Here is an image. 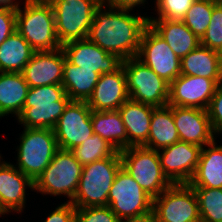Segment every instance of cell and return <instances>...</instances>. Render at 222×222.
<instances>
[{
    "instance_id": "6da1fadb",
    "label": "cell",
    "mask_w": 222,
    "mask_h": 222,
    "mask_svg": "<svg viewBox=\"0 0 222 222\" xmlns=\"http://www.w3.org/2000/svg\"><path fill=\"white\" fill-rule=\"evenodd\" d=\"M104 6L95 10L87 38L121 60L137 57L148 17L129 14L130 9L108 7L106 11Z\"/></svg>"
},
{
    "instance_id": "7a4b0ae2",
    "label": "cell",
    "mask_w": 222,
    "mask_h": 222,
    "mask_svg": "<svg viewBox=\"0 0 222 222\" xmlns=\"http://www.w3.org/2000/svg\"><path fill=\"white\" fill-rule=\"evenodd\" d=\"M16 31L30 44L35 52L61 48L52 5L48 0H25L23 11L16 10Z\"/></svg>"
},
{
    "instance_id": "3957f363",
    "label": "cell",
    "mask_w": 222,
    "mask_h": 222,
    "mask_svg": "<svg viewBox=\"0 0 222 222\" xmlns=\"http://www.w3.org/2000/svg\"><path fill=\"white\" fill-rule=\"evenodd\" d=\"M120 152L83 166L77 192L71 201L75 208L108 206V194L119 169Z\"/></svg>"
},
{
    "instance_id": "277c9868",
    "label": "cell",
    "mask_w": 222,
    "mask_h": 222,
    "mask_svg": "<svg viewBox=\"0 0 222 222\" xmlns=\"http://www.w3.org/2000/svg\"><path fill=\"white\" fill-rule=\"evenodd\" d=\"M122 167L152 198L172 185L162 170L158 151L131 146L120 151Z\"/></svg>"
},
{
    "instance_id": "5b68a950",
    "label": "cell",
    "mask_w": 222,
    "mask_h": 222,
    "mask_svg": "<svg viewBox=\"0 0 222 222\" xmlns=\"http://www.w3.org/2000/svg\"><path fill=\"white\" fill-rule=\"evenodd\" d=\"M24 129L17 148V168L35 182L59 148L53 129Z\"/></svg>"
},
{
    "instance_id": "8992f818",
    "label": "cell",
    "mask_w": 222,
    "mask_h": 222,
    "mask_svg": "<svg viewBox=\"0 0 222 222\" xmlns=\"http://www.w3.org/2000/svg\"><path fill=\"white\" fill-rule=\"evenodd\" d=\"M108 206L121 221L142 219L152 216L153 198L121 167L109 191Z\"/></svg>"
},
{
    "instance_id": "52a82bcc",
    "label": "cell",
    "mask_w": 222,
    "mask_h": 222,
    "mask_svg": "<svg viewBox=\"0 0 222 222\" xmlns=\"http://www.w3.org/2000/svg\"><path fill=\"white\" fill-rule=\"evenodd\" d=\"M83 166L70 150L58 149L50 164L34 182V189L42 194L66 195L73 200Z\"/></svg>"
},
{
    "instance_id": "ba28073f",
    "label": "cell",
    "mask_w": 222,
    "mask_h": 222,
    "mask_svg": "<svg viewBox=\"0 0 222 222\" xmlns=\"http://www.w3.org/2000/svg\"><path fill=\"white\" fill-rule=\"evenodd\" d=\"M55 17V29L62 44L86 39L95 10L101 5L97 0H48Z\"/></svg>"
},
{
    "instance_id": "9c48e42d",
    "label": "cell",
    "mask_w": 222,
    "mask_h": 222,
    "mask_svg": "<svg viewBox=\"0 0 222 222\" xmlns=\"http://www.w3.org/2000/svg\"><path fill=\"white\" fill-rule=\"evenodd\" d=\"M127 91L133 101L154 107L168 105L170 84L137 57L122 61Z\"/></svg>"
},
{
    "instance_id": "30bf717a",
    "label": "cell",
    "mask_w": 222,
    "mask_h": 222,
    "mask_svg": "<svg viewBox=\"0 0 222 222\" xmlns=\"http://www.w3.org/2000/svg\"><path fill=\"white\" fill-rule=\"evenodd\" d=\"M153 222H201L196 193L189 184H172L153 198Z\"/></svg>"
},
{
    "instance_id": "8fae6325",
    "label": "cell",
    "mask_w": 222,
    "mask_h": 222,
    "mask_svg": "<svg viewBox=\"0 0 222 222\" xmlns=\"http://www.w3.org/2000/svg\"><path fill=\"white\" fill-rule=\"evenodd\" d=\"M137 58L169 84L181 75V59L149 25L142 33Z\"/></svg>"
},
{
    "instance_id": "7c38bea8",
    "label": "cell",
    "mask_w": 222,
    "mask_h": 222,
    "mask_svg": "<svg viewBox=\"0 0 222 222\" xmlns=\"http://www.w3.org/2000/svg\"><path fill=\"white\" fill-rule=\"evenodd\" d=\"M87 101H70L53 128L59 149L71 150L94 132Z\"/></svg>"
},
{
    "instance_id": "4fadbf2b",
    "label": "cell",
    "mask_w": 222,
    "mask_h": 222,
    "mask_svg": "<svg viewBox=\"0 0 222 222\" xmlns=\"http://www.w3.org/2000/svg\"><path fill=\"white\" fill-rule=\"evenodd\" d=\"M222 79L179 75L170 83L168 105L208 109Z\"/></svg>"
},
{
    "instance_id": "5bb4252c",
    "label": "cell",
    "mask_w": 222,
    "mask_h": 222,
    "mask_svg": "<svg viewBox=\"0 0 222 222\" xmlns=\"http://www.w3.org/2000/svg\"><path fill=\"white\" fill-rule=\"evenodd\" d=\"M201 149L198 145L179 140L162 151L158 150L164 175L172 184H188L198 165Z\"/></svg>"
},
{
    "instance_id": "9a60e30c",
    "label": "cell",
    "mask_w": 222,
    "mask_h": 222,
    "mask_svg": "<svg viewBox=\"0 0 222 222\" xmlns=\"http://www.w3.org/2000/svg\"><path fill=\"white\" fill-rule=\"evenodd\" d=\"M61 48L68 61L80 69L92 70L100 75L114 72L123 61L117 55L104 51L88 38L66 42Z\"/></svg>"
},
{
    "instance_id": "2e32d148",
    "label": "cell",
    "mask_w": 222,
    "mask_h": 222,
    "mask_svg": "<svg viewBox=\"0 0 222 222\" xmlns=\"http://www.w3.org/2000/svg\"><path fill=\"white\" fill-rule=\"evenodd\" d=\"M173 119L180 141L203 148L215 140L206 109L173 106Z\"/></svg>"
},
{
    "instance_id": "e0dca14e",
    "label": "cell",
    "mask_w": 222,
    "mask_h": 222,
    "mask_svg": "<svg viewBox=\"0 0 222 222\" xmlns=\"http://www.w3.org/2000/svg\"><path fill=\"white\" fill-rule=\"evenodd\" d=\"M65 58L62 48L34 52L22 72L29 87L62 84Z\"/></svg>"
},
{
    "instance_id": "ac0fdd59",
    "label": "cell",
    "mask_w": 222,
    "mask_h": 222,
    "mask_svg": "<svg viewBox=\"0 0 222 222\" xmlns=\"http://www.w3.org/2000/svg\"><path fill=\"white\" fill-rule=\"evenodd\" d=\"M126 75L123 66L111 73H103L87 103L94 111L118 110L127 100Z\"/></svg>"
},
{
    "instance_id": "d6986e66",
    "label": "cell",
    "mask_w": 222,
    "mask_h": 222,
    "mask_svg": "<svg viewBox=\"0 0 222 222\" xmlns=\"http://www.w3.org/2000/svg\"><path fill=\"white\" fill-rule=\"evenodd\" d=\"M27 186L34 189V182L17 167L0 159V206L6 213L23 211Z\"/></svg>"
},
{
    "instance_id": "ffe728a7",
    "label": "cell",
    "mask_w": 222,
    "mask_h": 222,
    "mask_svg": "<svg viewBox=\"0 0 222 222\" xmlns=\"http://www.w3.org/2000/svg\"><path fill=\"white\" fill-rule=\"evenodd\" d=\"M148 25L169 45L175 55L182 59L200 45L182 20L148 18Z\"/></svg>"
},
{
    "instance_id": "44dd1931",
    "label": "cell",
    "mask_w": 222,
    "mask_h": 222,
    "mask_svg": "<svg viewBox=\"0 0 222 222\" xmlns=\"http://www.w3.org/2000/svg\"><path fill=\"white\" fill-rule=\"evenodd\" d=\"M154 108L129 98L118 109L127 132V148L143 146L147 142Z\"/></svg>"
},
{
    "instance_id": "7402d4cb",
    "label": "cell",
    "mask_w": 222,
    "mask_h": 222,
    "mask_svg": "<svg viewBox=\"0 0 222 222\" xmlns=\"http://www.w3.org/2000/svg\"><path fill=\"white\" fill-rule=\"evenodd\" d=\"M201 149L195 173L188 184L193 188L222 189V146L215 140Z\"/></svg>"
},
{
    "instance_id": "603a6c76",
    "label": "cell",
    "mask_w": 222,
    "mask_h": 222,
    "mask_svg": "<svg viewBox=\"0 0 222 222\" xmlns=\"http://www.w3.org/2000/svg\"><path fill=\"white\" fill-rule=\"evenodd\" d=\"M181 74L222 79V53L199 45L181 59Z\"/></svg>"
},
{
    "instance_id": "cb8c5ba5",
    "label": "cell",
    "mask_w": 222,
    "mask_h": 222,
    "mask_svg": "<svg viewBox=\"0 0 222 222\" xmlns=\"http://www.w3.org/2000/svg\"><path fill=\"white\" fill-rule=\"evenodd\" d=\"M29 88L22 73L0 72V117L9 113L18 116Z\"/></svg>"
},
{
    "instance_id": "d4e9b609",
    "label": "cell",
    "mask_w": 222,
    "mask_h": 222,
    "mask_svg": "<svg viewBox=\"0 0 222 222\" xmlns=\"http://www.w3.org/2000/svg\"><path fill=\"white\" fill-rule=\"evenodd\" d=\"M150 125V132L144 147L158 151L180 140L173 119V106L155 107Z\"/></svg>"
},
{
    "instance_id": "484cf974",
    "label": "cell",
    "mask_w": 222,
    "mask_h": 222,
    "mask_svg": "<svg viewBox=\"0 0 222 222\" xmlns=\"http://www.w3.org/2000/svg\"><path fill=\"white\" fill-rule=\"evenodd\" d=\"M100 78L99 73L80 69L65 58L62 86L71 101H88Z\"/></svg>"
},
{
    "instance_id": "4316f807",
    "label": "cell",
    "mask_w": 222,
    "mask_h": 222,
    "mask_svg": "<svg viewBox=\"0 0 222 222\" xmlns=\"http://www.w3.org/2000/svg\"><path fill=\"white\" fill-rule=\"evenodd\" d=\"M93 132L105 139L117 151L127 148V132L118 110L91 111Z\"/></svg>"
},
{
    "instance_id": "83f0119b",
    "label": "cell",
    "mask_w": 222,
    "mask_h": 222,
    "mask_svg": "<svg viewBox=\"0 0 222 222\" xmlns=\"http://www.w3.org/2000/svg\"><path fill=\"white\" fill-rule=\"evenodd\" d=\"M34 52L22 35L15 31L0 45V72L22 73Z\"/></svg>"
},
{
    "instance_id": "f1b7e54d",
    "label": "cell",
    "mask_w": 222,
    "mask_h": 222,
    "mask_svg": "<svg viewBox=\"0 0 222 222\" xmlns=\"http://www.w3.org/2000/svg\"><path fill=\"white\" fill-rule=\"evenodd\" d=\"M70 101L33 104V107H23L17 116L24 128L53 129Z\"/></svg>"
},
{
    "instance_id": "f546056e",
    "label": "cell",
    "mask_w": 222,
    "mask_h": 222,
    "mask_svg": "<svg viewBox=\"0 0 222 222\" xmlns=\"http://www.w3.org/2000/svg\"><path fill=\"white\" fill-rule=\"evenodd\" d=\"M70 151L77 161L84 166L97 160L111 157L117 150L105 139L94 133L81 145L74 147Z\"/></svg>"
},
{
    "instance_id": "4dcf8cb0",
    "label": "cell",
    "mask_w": 222,
    "mask_h": 222,
    "mask_svg": "<svg viewBox=\"0 0 222 222\" xmlns=\"http://www.w3.org/2000/svg\"><path fill=\"white\" fill-rule=\"evenodd\" d=\"M218 0H195L185 14L182 22L199 39L205 34L211 21L213 7Z\"/></svg>"
},
{
    "instance_id": "1f68e13d",
    "label": "cell",
    "mask_w": 222,
    "mask_h": 222,
    "mask_svg": "<svg viewBox=\"0 0 222 222\" xmlns=\"http://www.w3.org/2000/svg\"><path fill=\"white\" fill-rule=\"evenodd\" d=\"M201 222H222V189L193 188Z\"/></svg>"
},
{
    "instance_id": "d6a6232c",
    "label": "cell",
    "mask_w": 222,
    "mask_h": 222,
    "mask_svg": "<svg viewBox=\"0 0 222 222\" xmlns=\"http://www.w3.org/2000/svg\"><path fill=\"white\" fill-rule=\"evenodd\" d=\"M56 101H71L61 84L30 87L24 107H33V104L53 103Z\"/></svg>"
},
{
    "instance_id": "836d02e7",
    "label": "cell",
    "mask_w": 222,
    "mask_h": 222,
    "mask_svg": "<svg viewBox=\"0 0 222 222\" xmlns=\"http://www.w3.org/2000/svg\"><path fill=\"white\" fill-rule=\"evenodd\" d=\"M200 45L222 53V4L219 2L213 7L210 24Z\"/></svg>"
},
{
    "instance_id": "e575fe53",
    "label": "cell",
    "mask_w": 222,
    "mask_h": 222,
    "mask_svg": "<svg viewBox=\"0 0 222 222\" xmlns=\"http://www.w3.org/2000/svg\"><path fill=\"white\" fill-rule=\"evenodd\" d=\"M159 17L156 19L182 20L195 0H156Z\"/></svg>"
},
{
    "instance_id": "d590c367",
    "label": "cell",
    "mask_w": 222,
    "mask_h": 222,
    "mask_svg": "<svg viewBox=\"0 0 222 222\" xmlns=\"http://www.w3.org/2000/svg\"><path fill=\"white\" fill-rule=\"evenodd\" d=\"M109 206L76 208L74 222H120Z\"/></svg>"
},
{
    "instance_id": "8d00e7d4",
    "label": "cell",
    "mask_w": 222,
    "mask_h": 222,
    "mask_svg": "<svg viewBox=\"0 0 222 222\" xmlns=\"http://www.w3.org/2000/svg\"><path fill=\"white\" fill-rule=\"evenodd\" d=\"M207 112L215 134L219 132L222 134V83L218 84Z\"/></svg>"
},
{
    "instance_id": "74e56055",
    "label": "cell",
    "mask_w": 222,
    "mask_h": 222,
    "mask_svg": "<svg viewBox=\"0 0 222 222\" xmlns=\"http://www.w3.org/2000/svg\"><path fill=\"white\" fill-rule=\"evenodd\" d=\"M16 10L0 8V45L16 31Z\"/></svg>"
},
{
    "instance_id": "f35d334b",
    "label": "cell",
    "mask_w": 222,
    "mask_h": 222,
    "mask_svg": "<svg viewBox=\"0 0 222 222\" xmlns=\"http://www.w3.org/2000/svg\"><path fill=\"white\" fill-rule=\"evenodd\" d=\"M76 208L70 202L58 206L44 222H74Z\"/></svg>"
},
{
    "instance_id": "ab89813d",
    "label": "cell",
    "mask_w": 222,
    "mask_h": 222,
    "mask_svg": "<svg viewBox=\"0 0 222 222\" xmlns=\"http://www.w3.org/2000/svg\"><path fill=\"white\" fill-rule=\"evenodd\" d=\"M146 0H105L107 7L119 8V9H130L133 7L144 4Z\"/></svg>"
},
{
    "instance_id": "60d3db41",
    "label": "cell",
    "mask_w": 222,
    "mask_h": 222,
    "mask_svg": "<svg viewBox=\"0 0 222 222\" xmlns=\"http://www.w3.org/2000/svg\"><path fill=\"white\" fill-rule=\"evenodd\" d=\"M14 0H0V8H10L17 10L20 6L19 3L15 2Z\"/></svg>"
},
{
    "instance_id": "b9f144b4",
    "label": "cell",
    "mask_w": 222,
    "mask_h": 222,
    "mask_svg": "<svg viewBox=\"0 0 222 222\" xmlns=\"http://www.w3.org/2000/svg\"><path fill=\"white\" fill-rule=\"evenodd\" d=\"M120 222H153L152 216L151 217H145L142 219H135V220H123Z\"/></svg>"
},
{
    "instance_id": "7bdbcfd3",
    "label": "cell",
    "mask_w": 222,
    "mask_h": 222,
    "mask_svg": "<svg viewBox=\"0 0 222 222\" xmlns=\"http://www.w3.org/2000/svg\"><path fill=\"white\" fill-rule=\"evenodd\" d=\"M4 215V214H6V212L2 209V207L0 206V215Z\"/></svg>"
},
{
    "instance_id": "ee69618b",
    "label": "cell",
    "mask_w": 222,
    "mask_h": 222,
    "mask_svg": "<svg viewBox=\"0 0 222 222\" xmlns=\"http://www.w3.org/2000/svg\"><path fill=\"white\" fill-rule=\"evenodd\" d=\"M100 4H105L106 5V3H105V0H97Z\"/></svg>"
}]
</instances>
